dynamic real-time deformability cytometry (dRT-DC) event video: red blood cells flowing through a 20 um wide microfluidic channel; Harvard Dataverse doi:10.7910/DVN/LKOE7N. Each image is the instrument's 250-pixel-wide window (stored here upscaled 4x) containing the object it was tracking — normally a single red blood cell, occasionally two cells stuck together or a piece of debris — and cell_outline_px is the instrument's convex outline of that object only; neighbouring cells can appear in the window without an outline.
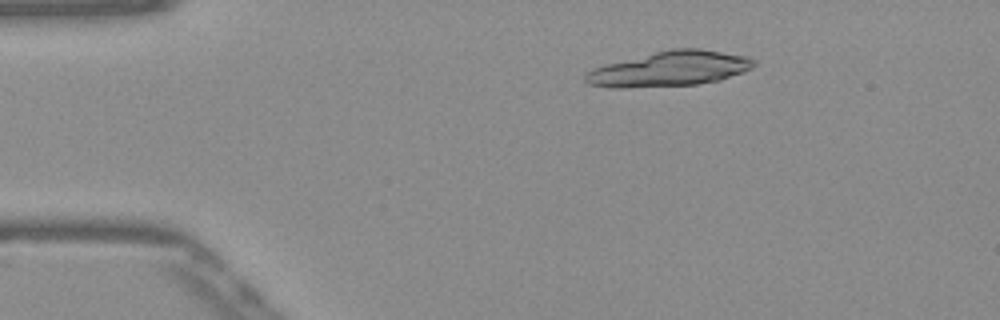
{"species": "Egyptian fruit bat (a non-hibernating species)", "species_latin": "Rousettus aegyptiacus", "temperature_condition": "warm", "stored_images_in_passage": 11, "camera_frame_rate_fps": 3000, "um_per_image_px": 0.085, "frame": {"image": 1, "passage_image": 3, "time_ms": 0.667, "image_size_px": [1000, 320], "cell_outline_px": [[756, 64], [752, 68], [744, 72], [720, 80], [696, 84], [624, 88], [612, 88], [588, 84], [584, 80], [584, 76], [588, 72], [596, 68], [608, 64], [672, 48], [700, 48], [748, 56], [756, 60]], "centroid_in_image_um": [56.99, 5.85], "position_along_channel_um": 28.0, "area_um2": 34.1}}